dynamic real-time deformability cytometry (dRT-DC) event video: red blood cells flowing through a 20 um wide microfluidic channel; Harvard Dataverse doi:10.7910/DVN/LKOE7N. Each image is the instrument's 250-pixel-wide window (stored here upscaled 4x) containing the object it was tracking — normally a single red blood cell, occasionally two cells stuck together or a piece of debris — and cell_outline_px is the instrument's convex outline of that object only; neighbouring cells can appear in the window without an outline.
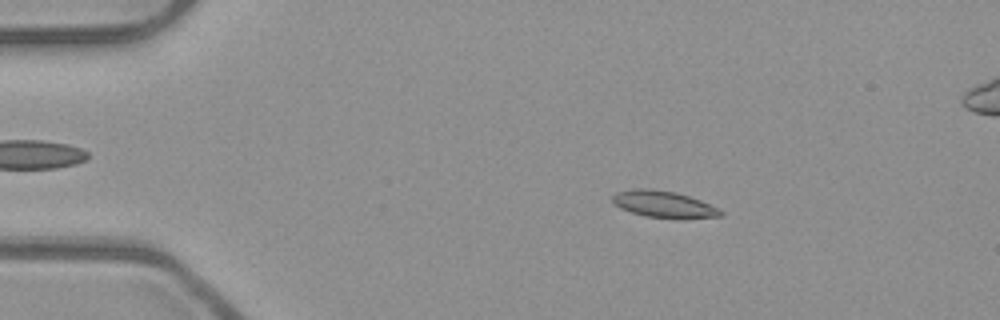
{"species": "common noctule bat (a hibernating species)", "species_latin": "Nyctalus noctula", "temperature_condition": "room temperature", "stored_images_in_passage": 45, "camera_frame_rate_fps": 3000, "um_per_image_px": 0.085, "animal": {"sex": "male", "body_mass_g": 23.1, "forearm_length_mm": 52.7}, "frame": {"image": 1, "passage_image": 1, "time_ms": 0.0, "image_size_px": [1000, 320], "cell_outline_px": [[724, 216], [680, 220], [644, 216], [620, 208], [612, 200], [612, 196], [616, 192], [632, 188], [652, 188], [676, 192], [700, 200], [724, 212]], "centroid_in_image_um": [56.43, 17.38], "position_along_channel_um": 28.6, "area_um2": 17.17}}
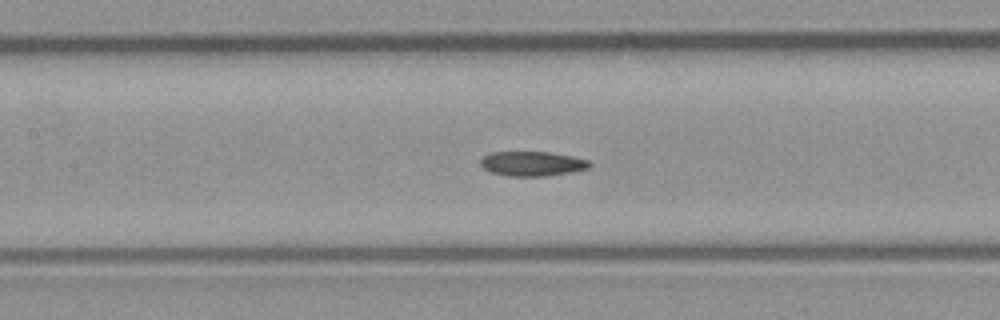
{"frame": {"image": 2, "passage_image": 16, "time_ms": 5.0, "image_size_px": [1000, 320], "cell_outline_px": [[592, 164], [588, 168], [572, 172], [544, 176], [504, 176], [492, 172], [484, 168], [480, 164], [480, 160], [484, 156], [492, 152], [548, 152], [572, 156], [588, 160]], "centroid_in_image_um": [45.24, 13.91], "position_along_channel_um": 162.2, "area_um2": 15.61}}
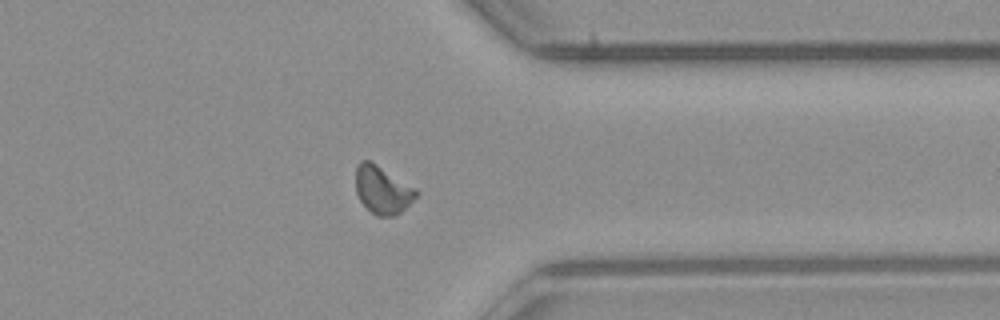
{"frame": {"image": 3, "passage_image": 33, "time_ms": 10.667, "image_size_px": [1000, 320], "cell_outline_px": [[420, 192], [400, 212], [392, 216], [376, 216], [360, 200], [356, 192], [356, 168], [360, 160], [368, 160], [376, 164], [416, 188]], "centroid_in_image_um": [32.5, 16.13], "position_along_channel_um": 378.9, "area_um2": 16.53}}